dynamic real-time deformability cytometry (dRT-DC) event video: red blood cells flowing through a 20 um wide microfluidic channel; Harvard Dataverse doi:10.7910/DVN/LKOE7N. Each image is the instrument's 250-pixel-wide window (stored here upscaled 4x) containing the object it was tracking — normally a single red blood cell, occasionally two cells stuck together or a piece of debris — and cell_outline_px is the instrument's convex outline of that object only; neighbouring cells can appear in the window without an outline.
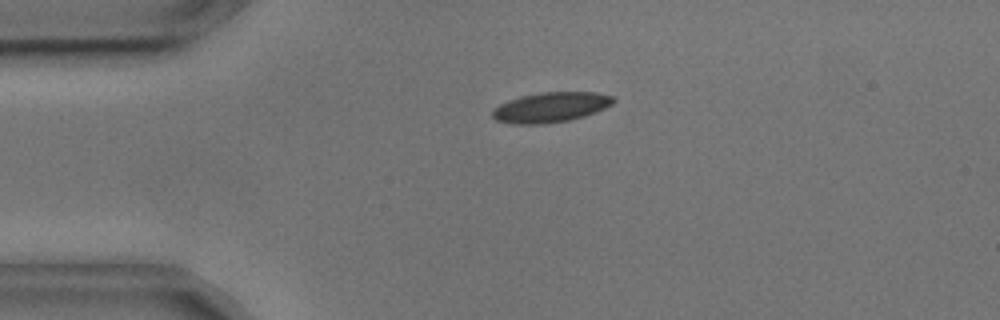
{"species": "common noctule bat (a hibernating species)", "species_latin": "Nyctalus noctula", "temperature_condition": "cold", "stored_images_in_passage": 47, "camera_frame_rate_fps": 3000, "um_per_image_px": 0.085, "animal": {"sex": "male", "body_mass_g": 17.9, "forearm_length_mm": 54.2}, "frame": {"image": 1, "passage_image": 4, "time_ms": 1.0, "image_size_px": [1000, 320], "cell_outline_px": [[616, 100], [612, 104], [604, 108], [584, 116], [568, 120], [536, 124], [512, 124], [496, 120], [492, 116], [492, 112], [500, 104], [508, 100], [520, 96], [544, 92], [596, 92], [616, 96]], "centroid_in_image_um": [46.83, 9.1], "position_along_channel_um": 38.2, "area_um2": 21.04}}
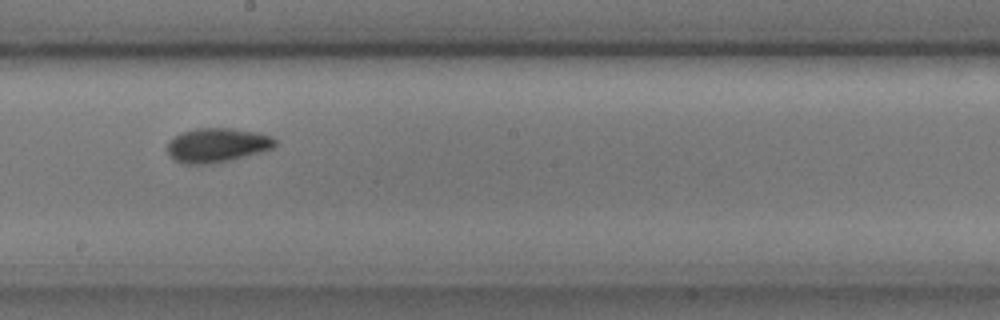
{"frame": {"image": 2, "passage_image": 22, "time_ms": 7.0, "image_size_px": [1000, 320], "cell_outline_px": [[276, 144], [272, 148], [260, 152], [216, 164], [184, 164], [172, 160], [168, 152], [168, 140], [180, 132], [196, 128], [232, 128], [260, 132], [272, 136], [276, 140]], "centroid_in_image_um": [18.43, 12.34], "position_along_channel_um": 229.8, "area_um2": 21.91}}
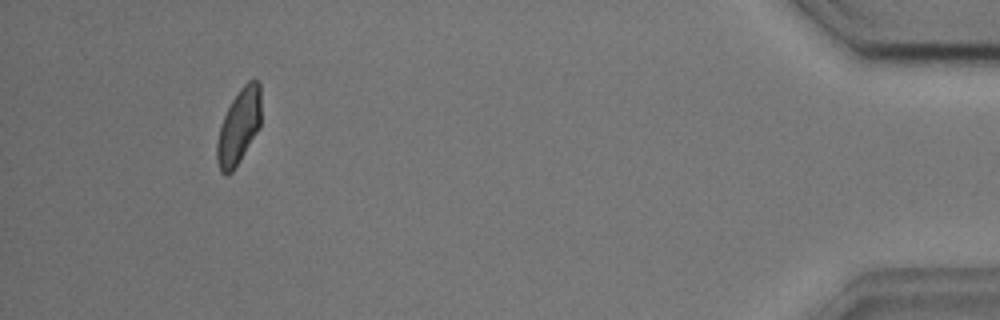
{"frame": {"image": 3, "passage_image": 43, "time_ms": 14.0, "image_size_px": [1000, 320], "cell_outline_px": [[260, 128], [240, 160], [232, 172], [228, 176], [224, 176], [220, 172], [216, 160], [216, 144], [220, 128], [224, 116], [232, 100], [240, 88], [248, 80], [256, 80], [260, 84]], "centroid_in_image_um": [20.29, 10.8], "position_along_channel_um": 414.9, "area_um2": 19.36}, "authors_computed_cell_mechanics": {"area_um2": 20.5768, "velocity_mm_per_s": 3.6287, "shape_relaxation_time_tau1_ms": 3.1895, "shape_relaxation_time_tau2_ms": 1.4389, "deformation_change_tau1": 0.109, "deformation_change_tau2": 0.0467}}